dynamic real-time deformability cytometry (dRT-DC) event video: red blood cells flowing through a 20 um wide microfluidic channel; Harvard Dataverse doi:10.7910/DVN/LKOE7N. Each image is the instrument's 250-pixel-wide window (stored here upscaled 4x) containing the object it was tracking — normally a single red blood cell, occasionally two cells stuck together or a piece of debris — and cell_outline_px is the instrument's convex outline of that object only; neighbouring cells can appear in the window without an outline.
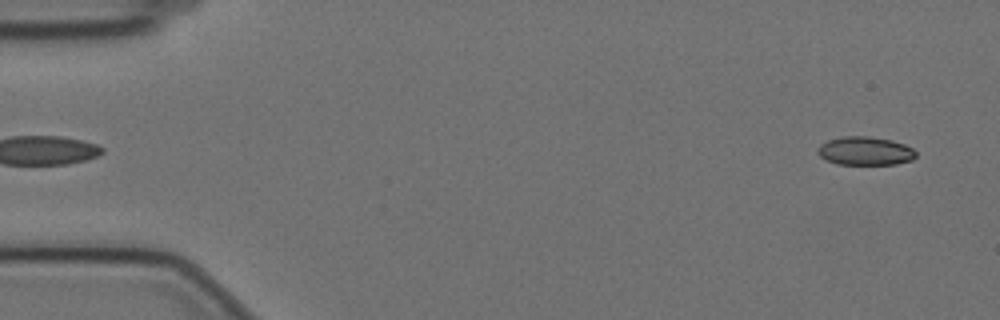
{"species": "Egyptian fruit bat (a non-hibernating species)", "species_latin": "Rousettus aegyptiacus", "temperature_condition": "cold", "stored_images_in_passage": 58, "camera_frame_rate_fps": 3000, "um_per_image_px": 0.085, "animal": {"sex": "female"}, "frame": {"image": 1, "passage_image": 3, "time_ms": 0.667, "image_size_px": [1000, 320], "cell_outline_px": [[916, 156], [912, 160], [896, 164], [836, 164], [820, 156], [816, 152], [816, 148], [820, 144], [828, 140], [844, 136], [868, 136], [892, 140], [904, 144], [912, 148], [916, 152]], "centroid_in_image_um": [73.53, 12.83], "position_along_channel_um": 11.5, "area_um2": 16.36}}
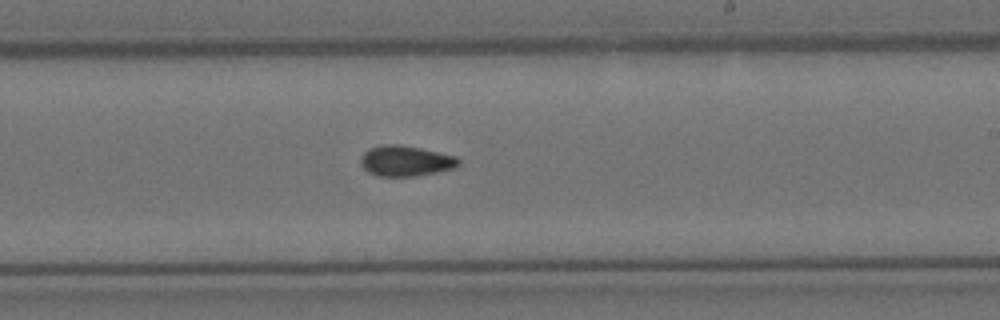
{"frame": {"image": 2, "passage_image": 34, "time_ms": 11.0, "image_size_px": [1000, 320], "cell_outline_px": [[460, 164], [456, 168], [416, 176], [376, 176], [368, 172], [360, 164], [360, 156], [368, 148], [380, 144], [400, 144], [420, 148], [456, 156], [460, 160]], "centroid_in_image_um": [34.45, 13.67], "position_along_channel_um": 254.5, "area_um2": 17.69}}
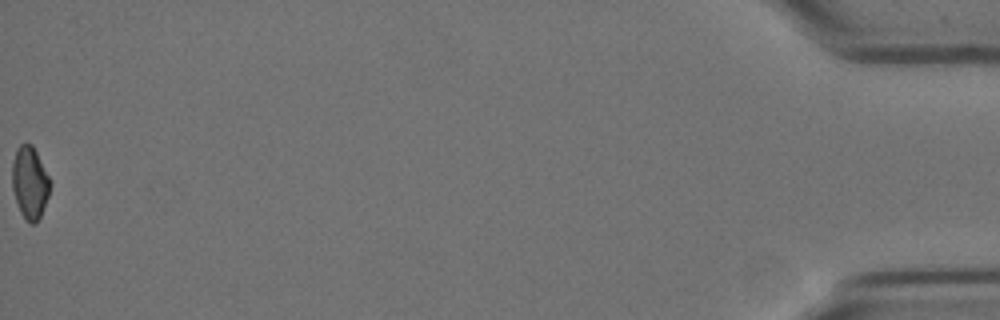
{"frame": {"image": 3, "passage_image": 58, "time_ms": 19.0, "image_size_px": [1000, 320], "cell_outline_px": [[52, 184], [48, 196], [40, 216], [36, 224], [32, 224], [20, 212], [12, 188], [12, 164], [16, 148], [20, 144], [32, 144]], "centroid_in_image_um": [2.53, 15.51], "position_along_channel_um": 432.7, "area_um2": 15.78}, "authors_computed_cell_mechanics": {"area_um2": 16.8198, "velocity_mm_per_s": 3.5035, "shape_relaxation_time_tau1_ms": null, "shape_relaxation_time_tau2_ms": 2.6248, "deformation_change_tau1": null, "deformation_change_tau2": 0.0689}}